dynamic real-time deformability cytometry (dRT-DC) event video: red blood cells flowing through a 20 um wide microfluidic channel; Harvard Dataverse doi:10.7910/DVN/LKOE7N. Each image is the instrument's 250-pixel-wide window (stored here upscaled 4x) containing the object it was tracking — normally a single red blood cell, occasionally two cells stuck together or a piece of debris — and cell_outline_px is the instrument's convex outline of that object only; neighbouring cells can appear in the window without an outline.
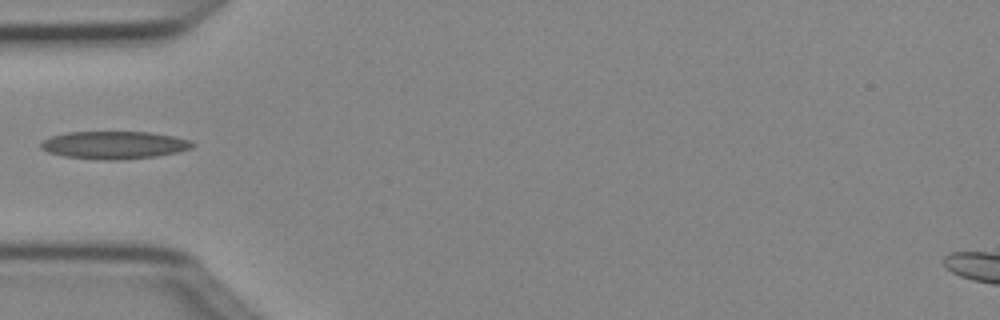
{"species": "Egyptian fruit bat (a non-hibernating species)", "species_latin": "Rousettus aegyptiacus", "temperature_condition": "cold", "stored_images_in_passage": 4, "camera_frame_rate_fps": 3000, "um_per_image_px": 0.085, "animal": {"sex": "female"}, "frame": {"image": 1, "passage_image": 4, "time_ms": 1.0, "image_size_px": [1000, 320], "cell_outline_px": [[196, 144], [192, 148], [180, 152], [156, 156], [116, 160], [100, 160], [64, 156], [48, 152], [40, 148], [40, 144], [44, 140], [52, 136], [68, 132], [152, 132], [176, 136], [192, 140]], "centroid_in_image_um": [9.77, 12.32], "position_along_channel_um": 75.2, "area_um2": 24.68}}